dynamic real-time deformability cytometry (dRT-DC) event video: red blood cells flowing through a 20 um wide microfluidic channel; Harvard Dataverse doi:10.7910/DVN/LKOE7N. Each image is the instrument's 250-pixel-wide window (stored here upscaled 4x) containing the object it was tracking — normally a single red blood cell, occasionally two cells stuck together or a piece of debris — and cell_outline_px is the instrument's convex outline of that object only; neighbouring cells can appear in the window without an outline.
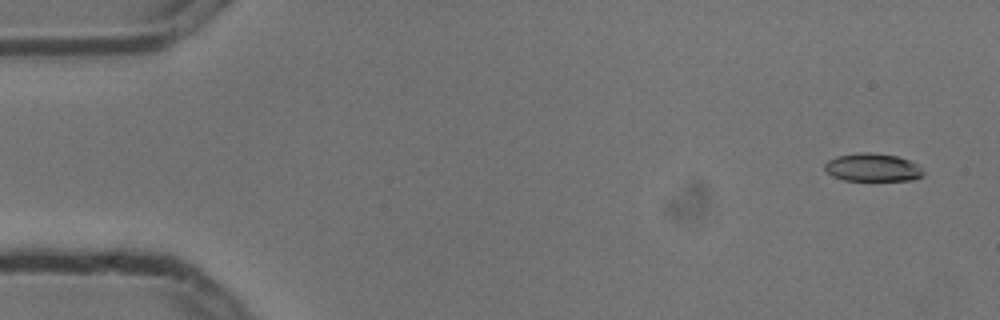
{"species": "common noctule bat (a hibernating species)", "species_latin": "Nyctalus noctula", "temperature_condition": "cold", "stored_images_in_passage": 9, "camera_frame_rate_fps": 3000, "um_per_image_px": 0.085, "animal": {"sex": "male", "body_mass_g": 13.3}, "frame": {"image": 1, "passage_image": 1, "time_ms": 0.0, "image_size_px": [1000, 320], "cell_outline_px": [[924, 176], [912, 180], [844, 180], [832, 176], [824, 168], [824, 164], [828, 160], [836, 156], [860, 152], [872, 152], [896, 156], [908, 160], [916, 164], [924, 172]], "centroid_in_image_um": [74.16, 14.23], "position_along_channel_um": 10.8, "area_um2": 16.07}}
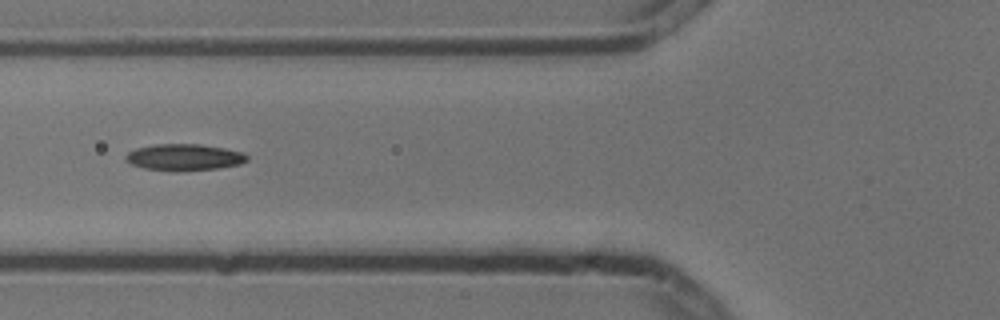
{"frame": {"image": 2, "passage_image": 6, "time_ms": 1.667, "image_size_px": [1000, 320], "cell_outline_px": [[248, 160], [240, 164], [216, 168], [176, 172], [172, 172], [144, 168], [132, 164], [124, 160], [124, 156], [128, 152], [136, 148], [156, 144], [200, 144], [224, 148], [244, 152], [248, 156]], "centroid_in_image_um": [15.64, 13.37], "position_along_channel_um": 110.2, "area_um2": 18.96}}
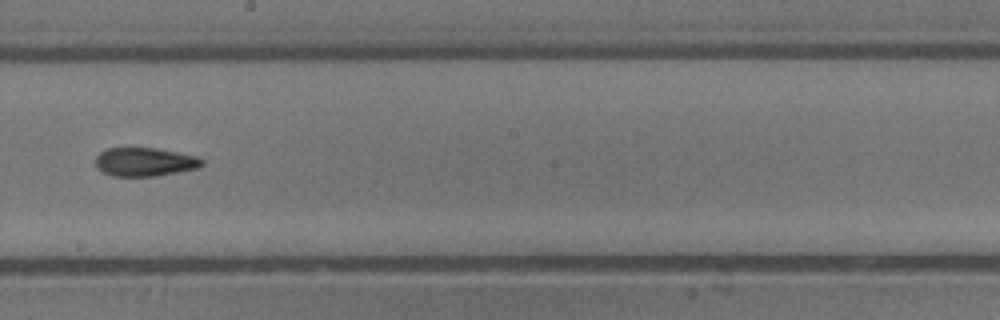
{"frame": {"image": 3, "passage_image": 9, "time_ms": 2.667, "image_size_px": [1000, 320], "cell_outline_px": [[204, 164], [200, 168], [156, 176], [112, 176], [96, 168], [96, 156], [100, 152], [108, 148], [156, 148], [200, 156], [204, 160]], "centroid_in_image_um": [12.36, 13.76], "position_along_channel_um": 235.8, "area_um2": 17.98}}